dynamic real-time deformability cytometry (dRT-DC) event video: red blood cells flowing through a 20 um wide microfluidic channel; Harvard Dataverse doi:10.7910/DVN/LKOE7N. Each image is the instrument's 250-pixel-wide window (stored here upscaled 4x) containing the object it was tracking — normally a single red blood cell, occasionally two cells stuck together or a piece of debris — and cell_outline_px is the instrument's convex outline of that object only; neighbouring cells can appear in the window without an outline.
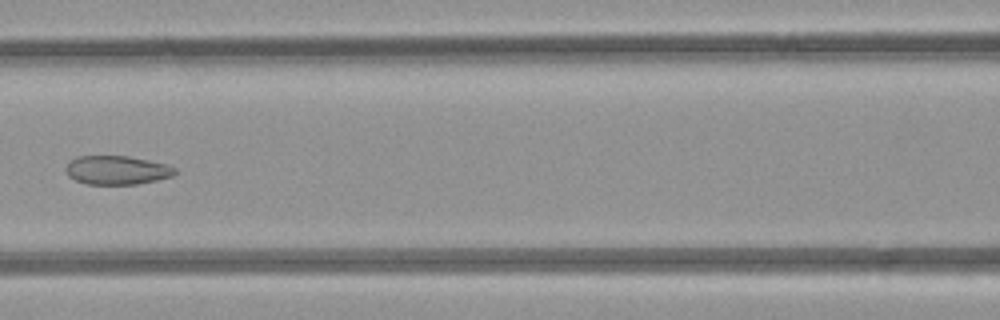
{"species": "common noctule bat (a hibernating species)", "species_latin": "Nyctalus noctula", "temperature_condition": "room temperature", "stored_images_in_passage": 7, "camera_frame_rate_fps": 3000, "um_per_image_px": 0.085, "animal": {"sex": "female", "body_mass_g": 21.9}, "frame": {"image": 1, "passage_image": 6, "time_ms": 5.667, "image_size_px": [1000, 320], "cell_outline_px": [[176, 172], [172, 176], [156, 180], [136, 184], [88, 184], [76, 180], [68, 176], [64, 168], [76, 156], [128, 156], [168, 164], [176, 168]], "centroid_in_image_um": [9.94, 14.45], "position_along_channel_um": 156.7, "area_um2": 18.26}}
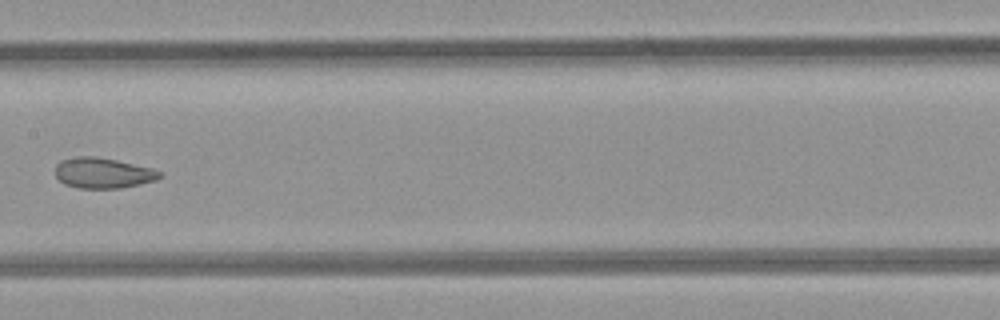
{"frame": {"image": 2, "passage_image": 7, "time_ms": 6.667, "image_size_px": [1000, 320], "cell_outline_px": [[164, 176], [156, 180], [140, 184], [120, 188], [76, 188], [64, 184], [56, 176], [56, 164], [60, 160], [76, 156], [96, 156], [116, 160], [152, 168], [160, 172]], "centroid_in_image_um": [8.74, 14.7], "position_along_channel_um": 198.7, "area_um2": 18.67}}